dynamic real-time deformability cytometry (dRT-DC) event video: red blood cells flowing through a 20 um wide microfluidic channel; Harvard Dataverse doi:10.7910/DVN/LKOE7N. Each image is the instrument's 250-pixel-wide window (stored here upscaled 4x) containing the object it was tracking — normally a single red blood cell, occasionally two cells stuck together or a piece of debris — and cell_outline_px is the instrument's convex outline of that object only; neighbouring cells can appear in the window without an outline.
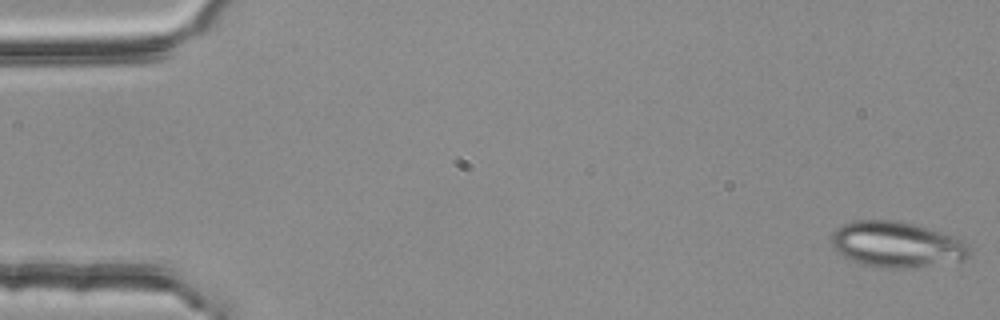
{"species": "common noctule bat (a hibernating species)", "species_latin": "Nyctalus noctula", "temperature_condition": "room temperature", "stored_images_in_passage": 5, "camera_frame_rate_fps": 3000, "um_per_image_px": 0.085, "animal": {"sex": "female", "body_mass_g": 25.1}, "frame": {"image": 1, "passage_image": 1, "time_ms": 0.0, "image_size_px": [1000, 320], "cell_outline_px": [[972, 252], [964, 260], [900, 268], [880, 268], [860, 264], [836, 252], [832, 244], [832, 232], [836, 228], [852, 220], [904, 220], [964, 240], [968, 244]], "centroid_in_image_um": [76.2, 20.76], "position_along_channel_um": 8.8, "area_um2": 36.88}}
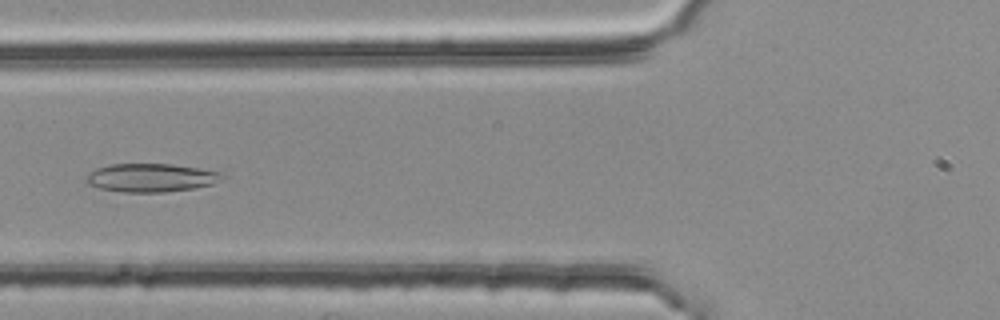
{"frame": {"image": 2, "passage_image": 5, "time_ms": 1.333, "image_size_px": [1000, 320], "cell_outline_px": [[224, 180], [212, 184], [192, 188], [164, 192], [124, 192], [100, 188], [88, 184], [84, 180], [96, 168], [108, 164], [172, 164], [200, 168], [224, 172]], "centroid_in_image_um": [12.89, 15.1], "position_along_channel_um": 112.9, "area_um2": 22.54}}